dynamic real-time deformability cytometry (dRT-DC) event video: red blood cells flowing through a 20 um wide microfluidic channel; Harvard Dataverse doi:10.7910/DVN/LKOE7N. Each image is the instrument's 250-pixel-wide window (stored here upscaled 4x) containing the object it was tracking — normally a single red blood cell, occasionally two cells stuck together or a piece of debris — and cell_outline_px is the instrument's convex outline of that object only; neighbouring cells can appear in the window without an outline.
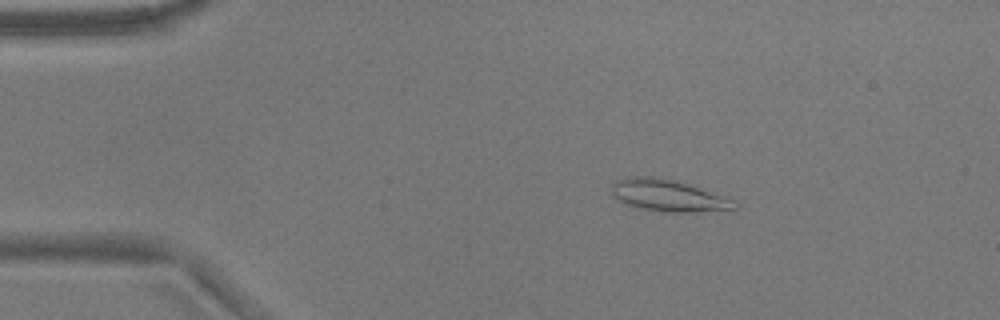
{"species": "common noctule bat (a hibernating species)", "species_latin": "Nyctalus noctula", "temperature_condition": "warm", "stored_images_in_passage": 53, "camera_frame_rate_fps": 3000, "um_per_image_px": 0.085, "animal": {"sex": "male", "body_mass_g": 17.9}, "frame": {"image": 1, "passage_image": 9, "time_ms": 2.667, "image_size_px": [1000, 320], "cell_outline_px": [[740, 204], [736, 208], [692, 212], [664, 212], [640, 208], [624, 204], [612, 192], [612, 184], [616, 180], [632, 176], [652, 176], [676, 180], [716, 192]], "centroid_in_image_um": [56.81, 16.61], "position_along_channel_um": 28.2, "area_um2": 22.77}}
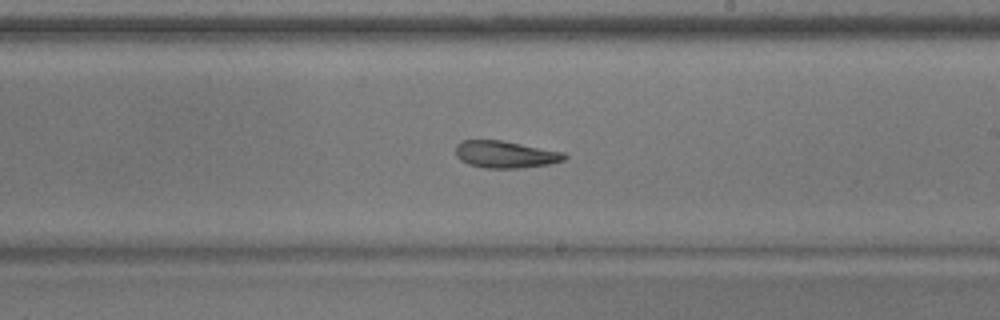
{"frame": {"image": 2, "passage_image": 31, "time_ms": 10.0, "image_size_px": [1000, 320], "cell_outline_px": [[568, 156], [564, 160], [552, 164], [520, 168], [484, 168], [468, 164], [460, 160], [456, 156], [456, 144], [460, 140], [500, 140], [564, 152]], "centroid_in_image_um": [42.95, 13.13], "position_along_channel_um": 246.1, "area_um2": 17.28}}
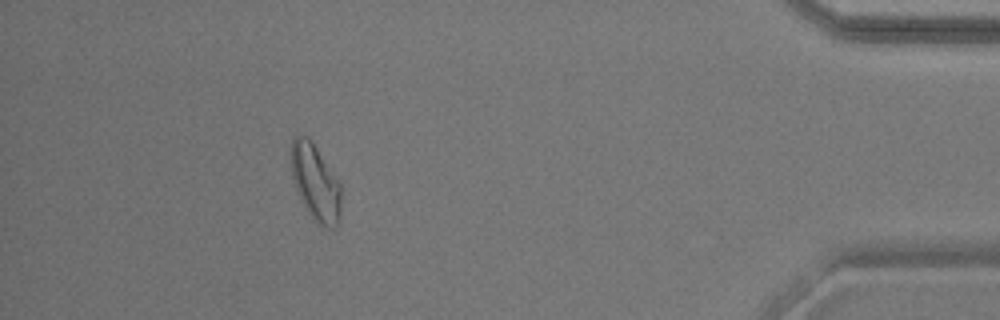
{"frame": {"image": 3, "passage_image": 48, "time_ms": 15.667, "image_size_px": [1000, 320], "cell_outline_px": [[340, 216], [336, 228], [324, 228], [316, 224], [300, 200], [292, 176], [288, 152], [292, 136], [308, 136], [312, 140], [340, 180]], "centroid_in_image_um": [26.79, 15.47], "position_along_channel_um": 408.4, "area_um2": 23.12}, "authors_computed_cell_mechanics": {"area_um2": 19.8832, "velocity_mm_per_s": 3.7933, "shape_relaxation_time_tau1_ms": null, "shape_relaxation_time_tau2_ms": 4.0312, "deformation_change_tau1": null, "deformation_change_tau2": 0.1242}}